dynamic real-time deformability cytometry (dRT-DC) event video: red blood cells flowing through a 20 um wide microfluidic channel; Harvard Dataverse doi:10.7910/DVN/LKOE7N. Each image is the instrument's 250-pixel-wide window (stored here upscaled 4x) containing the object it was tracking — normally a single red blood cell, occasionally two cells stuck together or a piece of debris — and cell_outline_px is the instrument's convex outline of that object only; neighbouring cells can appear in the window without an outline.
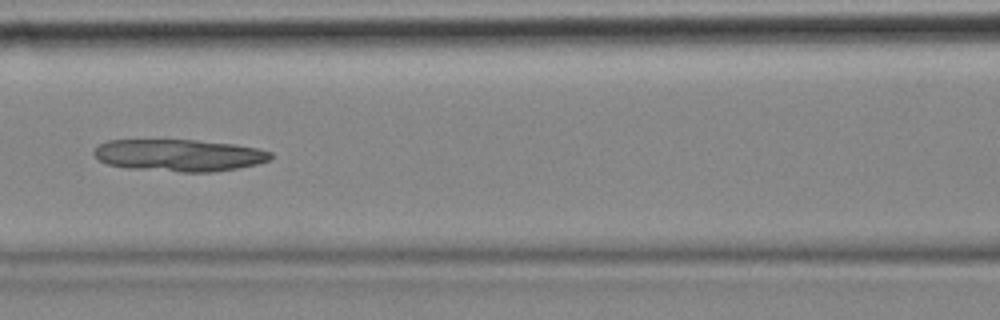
{"species": "common noctule bat (a hibernating species)", "species_latin": "Nyctalus noctula", "temperature_condition": "cold", "stored_images_in_passage": 12, "camera_frame_rate_fps": 3000, "um_per_image_px": 0.085, "animal": {"sex": "female", "body_mass_g": 18.4}, "frame": {"image": 1, "passage_image": 6, "time_ms": 1.667, "image_size_px": [1000, 320], "cell_outline_px": [[272, 156], [268, 160], [256, 164], [236, 168], [212, 172], [180, 172], [128, 168], [108, 164], [100, 160], [92, 152], [100, 144], [108, 140], [196, 140], [232, 144], [256, 148], [272, 152]], "centroid_in_image_um": [15.21, 13.2], "position_along_channel_um": 151.4, "area_um2": 32.71}}
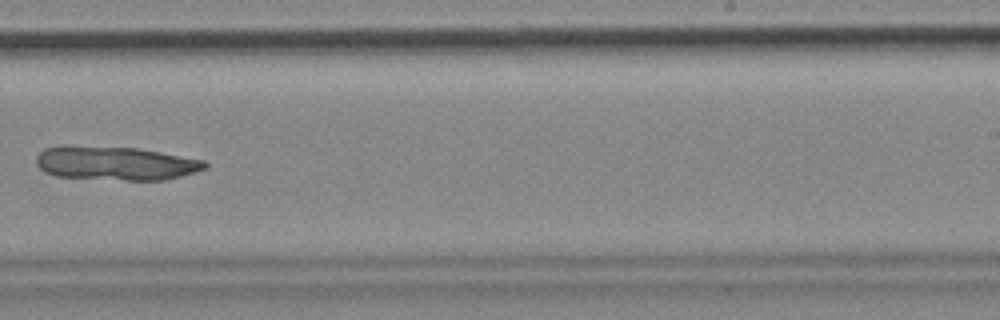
{"frame": {"image": 2, "passage_image": 9, "time_ms": 2.667, "image_size_px": [1000, 320], "cell_outline_px": [[208, 168], [180, 176], [164, 180], [124, 180], [56, 176], [44, 172], [36, 164], [36, 156], [44, 148], [64, 144], [136, 148], [160, 152], [204, 160], [208, 164]], "centroid_in_image_um": [9.77, 13.86], "position_along_channel_um": 279.2, "area_um2": 33.52}}